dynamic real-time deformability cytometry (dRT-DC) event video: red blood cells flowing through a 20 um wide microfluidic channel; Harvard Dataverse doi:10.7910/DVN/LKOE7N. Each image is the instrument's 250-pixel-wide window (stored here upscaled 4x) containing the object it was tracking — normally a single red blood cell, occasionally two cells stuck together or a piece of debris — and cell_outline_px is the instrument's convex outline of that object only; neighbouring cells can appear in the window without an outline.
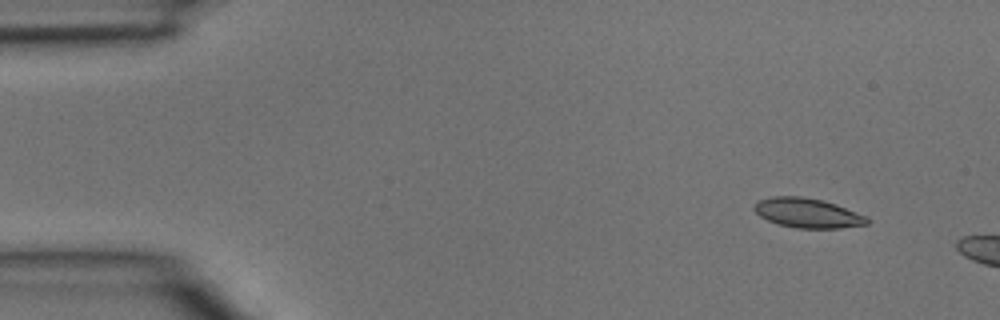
{"species": "common noctule bat (a hibernating species)", "species_latin": "Nyctalus noctula", "temperature_condition": "room temperature", "stored_images_in_passage": 3, "camera_frame_rate_fps": 3000, "um_per_image_px": 0.085, "animal": {"sex": "male", "body_mass_g": 15.6}, "frame": {"image": 1, "passage_image": 1, "time_ms": 0.0, "image_size_px": [1000, 320], "cell_outline_px": [[868, 224], [840, 228], [796, 228], [776, 224], [760, 216], [752, 208], [760, 200], [772, 196], [800, 196], [824, 200], [836, 204], [868, 216]], "centroid_in_image_um": [68.66, 18.1], "position_along_channel_um": 16.3, "area_um2": 19.54}}